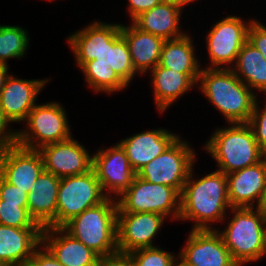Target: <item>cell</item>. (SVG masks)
<instances>
[{"instance_id": "obj_1", "label": "cell", "mask_w": 266, "mask_h": 266, "mask_svg": "<svg viewBox=\"0 0 266 266\" xmlns=\"http://www.w3.org/2000/svg\"><path fill=\"white\" fill-rule=\"evenodd\" d=\"M121 24L94 21L68 37L79 68L86 62L110 65L117 76L128 86L136 75L129 48L121 34Z\"/></svg>"}, {"instance_id": "obj_2", "label": "cell", "mask_w": 266, "mask_h": 266, "mask_svg": "<svg viewBox=\"0 0 266 266\" xmlns=\"http://www.w3.org/2000/svg\"><path fill=\"white\" fill-rule=\"evenodd\" d=\"M192 172L193 167L180 194L179 219L195 221L194 230L215 229L210 223L223 221L226 209L232 208L228 199L227 176L216 170L196 180Z\"/></svg>"}, {"instance_id": "obj_3", "label": "cell", "mask_w": 266, "mask_h": 266, "mask_svg": "<svg viewBox=\"0 0 266 266\" xmlns=\"http://www.w3.org/2000/svg\"><path fill=\"white\" fill-rule=\"evenodd\" d=\"M198 82L201 93L222 113L228 124L248 123L257 95L231 69L204 68Z\"/></svg>"}, {"instance_id": "obj_4", "label": "cell", "mask_w": 266, "mask_h": 266, "mask_svg": "<svg viewBox=\"0 0 266 266\" xmlns=\"http://www.w3.org/2000/svg\"><path fill=\"white\" fill-rule=\"evenodd\" d=\"M113 197L84 210L62 227L99 257L118 251V205Z\"/></svg>"}, {"instance_id": "obj_5", "label": "cell", "mask_w": 266, "mask_h": 266, "mask_svg": "<svg viewBox=\"0 0 266 266\" xmlns=\"http://www.w3.org/2000/svg\"><path fill=\"white\" fill-rule=\"evenodd\" d=\"M229 126L214 131L204 147L217 161L218 171L226 175L254 165L265 157L247 123Z\"/></svg>"}, {"instance_id": "obj_6", "label": "cell", "mask_w": 266, "mask_h": 266, "mask_svg": "<svg viewBox=\"0 0 266 266\" xmlns=\"http://www.w3.org/2000/svg\"><path fill=\"white\" fill-rule=\"evenodd\" d=\"M253 207L230 208L234 214L225 230L217 229L232 260L242 266L260 260L264 250L266 217Z\"/></svg>"}, {"instance_id": "obj_7", "label": "cell", "mask_w": 266, "mask_h": 266, "mask_svg": "<svg viewBox=\"0 0 266 266\" xmlns=\"http://www.w3.org/2000/svg\"><path fill=\"white\" fill-rule=\"evenodd\" d=\"M25 121L27 129L17 131V145L24 148L39 150L71 137L66 111L59 102L36 104Z\"/></svg>"}, {"instance_id": "obj_8", "label": "cell", "mask_w": 266, "mask_h": 266, "mask_svg": "<svg viewBox=\"0 0 266 266\" xmlns=\"http://www.w3.org/2000/svg\"><path fill=\"white\" fill-rule=\"evenodd\" d=\"M116 201L118 212L158 213L179 220L180 193L173 187L151 183L137 175Z\"/></svg>"}, {"instance_id": "obj_9", "label": "cell", "mask_w": 266, "mask_h": 266, "mask_svg": "<svg viewBox=\"0 0 266 266\" xmlns=\"http://www.w3.org/2000/svg\"><path fill=\"white\" fill-rule=\"evenodd\" d=\"M107 198L93 169L81 175L61 178L57 194L56 227H63L84 210Z\"/></svg>"}, {"instance_id": "obj_10", "label": "cell", "mask_w": 266, "mask_h": 266, "mask_svg": "<svg viewBox=\"0 0 266 266\" xmlns=\"http://www.w3.org/2000/svg\"><path fill=\"white\" fill-rule=\"evenodd\" d=\"M194 161L193 148L178 137L162 154L144 165L137 176L151 183L173 187L181 194Z\"/></svg>"}, {"instance_id": "obj_11", "label": "cell", "mask_w": 266, "mask_h": 266, "mask_svg": "<svg viewBox=\"0 0 266 266\" xmlns=\"http://www.w3.org/2000/svg\"><path fill=\"white\" fill-rule=\"evenodd\" d=\"M253 20L245 23L240 17L229 15L213 25L206 37L211 62L207 68L230 69V65H234L239 51L248 40V27Z\"/></svg>"}, {"instance_id": "obj_12", "label": "cell", "mask_w": 266, "mask_h": 266, "mask_svg": "<svg viewBox=\"0 0 266 266\" xmlns=\"http://www.w3.org/2000/svg\"><path fill=\"white\" fill-rule=\"evenodd\" d=\"M92 169L101 183L105 195L110 198L111 192L115 193V199L129 188L137 175L119 143L111 148L99 149L94 153Z\"/></svg>"}, {"instance_id": "obj_13", "label": "cell", "mask_w": 266, "mask_h": 266, "mask_svg": "<svg viewBox=\"0 0 266 266\" xmlns=\"http://www.w3.org/2000/svg\"><path fill=\"white\" fill-rule=\"evenodd\" d=\"M43 171V159L38 150L17 144L0 149V175L20 190L29 194Z\"/></svg>"}, {"instance_id": "obj_14", "label": "cell", "mask_w": 266, "mask_h": 266, "mask_svg": "<svg viewBox=\"0 0 266 266\" xmlns=\"http://www.w3.org/2000/svg\"><path fill=\"white\" fill-rule=\"evenodd\" d=\"M44 170L61 178L81 175L92 169V155L72 136L64 141L48 144L38 150Z\"/></svg>"}, {"instance_id": "obj_15", "label": "cell", "mask_w": 266, "mask_h": 266, "mask_svg": "<svg viewBox=\"0 0 266 266\" xmlns=\"http://www.w3.org/2000/svg\"><path fill=\"white\" fill-rule=\"evenodd\" d=\"M166 217L158 213H117V248L131 252L140 248L155 247L153 239Z\"/></svg>"}, {"instance_id": "obj_16", "label": "cell", "mask_w": 266, "mask_h": 266, "mask_svg": "<svg viewBox=\"0 0 266 266\" xmlns=\"http://www.w3.org/2000/svg\"><path fill=\"white\" fill-rule=\"evenodd\" d=\"M178 257L188 266H238L216 229H192Z\"/></svg>"}, {"instance_id": "obj_17", "label": "cell", "mask_w": 266, "mask_h": 266, "mask_svg": "<svg viewBox=\"0 0 266 266\" xmlns=\"http://www.w3.org/2000/svg\"><path fill=\"white\" fill-rule=\"evenodd\" d=\"M48 80H25L15 78L12 74L6 79L0 94V109L12 122H22L36 105L39 92Z\"/></svg>"}, {"instance_id": "obj_18", "label": "cell", "mask_w": 266, "mask_h": 266, "mask_svg": "<svg viewBox=\"0 0 266 266\" xmlns=\"http://www.w3.org/2000/svg\"><path fill=\"white\" fill-rule=\"evenodd\" d=\"M41 243L63 266H97L99 256L62 227H45Z\"/></svg>"}, {"instance_id": "obj_19", "label": "cell", "mask_w": 266, "mask_h": 266, "mask_svg": "<svg viewBox=\"0 0 266 266\" xmlns=\"http://www.w3.org/2000/svg\"><path fill=\"white\" fill-rule=\"evenodd\" d=\"M228 199L232 208L255 207L266 177V156L258 163L227 174Z\"/></svg>"}, {"instance_id": "obj_20", "label": "cell", "mask_w": 266, "mask_h": 266, "mask_svg": "<svg viewBox=\"0 0 266 266\" xmlns=\"http://www.w3.org/2000/svg\"><path fill=\"white\" fill-rule=\"evenodd\" d=\"M179 136L165 129L148 130L122 139L132 169L137 173L144 165L162 154Z\"/></svg>"}, {"instance_id": "obj_21", "label": "cell", "mask_w": 266, "mask_h": 266, "mask_svg": "<svg viewBox=\"0 0 266 266\" xmlns=\"http://www.w3.org/2000/svg\"><path fill=\"white\" fill-rule=\"evenodd\" d=\"M59 184V177L44 170L27 196V210L41 228L56 227Z\"/></svg>"}, {"instance_id": "obj_22", "label": "cell", "mask_w": 266, "mask_h": 266, "mask_svg": "<svg viewBox=\"0 0 266 266\" xmlns=\"http://www.w3.org/2000/svg\"><path fill=\"white\" fill-rule=\"evenodd\" d=\"M151 85L156 108L162 113L184 93L198 85L200 73H180L159 64L152 70Z\"/></svg>"}, {"instance_id": "obj_23", "label": "cell", "mask_w": 266, "mask_h": 266, "mask_svg": "<svg viewBox=\"0 0 266 266\" xmlns=\"http://www.w3.org/2000/svg\"><path fill=\"white\" fill-rule=\"evenodd\" d=\"M120 31L126 40L133 68L137 73L143 75L159 64L162 46L165 42L163 38L144 32L133 23L130 26L121 24Z\"/></svg>"}, {"instance_id": "obj_24", "label": "cell", "mask_w": 266, "mask_h": 266, "mask_svg": "<svg viewBox=\"0 0 266 266\" xmlns=\"http://www.w3.org/2000/svg\"><path fill=\"white\" fill-rule=\"evenodd\" d=\"M42 229H23L0 224V261L12 266H27L41 244Z\"/></svg>"}, {"instance_id": "obj_25", "label": "cell", "mask_w": 266, "mask_h": 266, "mask_svg": "<svg viewBox=\"0 0 266 266\" xmlns=\"http://www.w3.org/2000/svg\"><path fill=\"white\" fill-rule=\"evenodd\" d=\"M182 8L163 0L160 4L141 13L131 23L140 30L164 40L181 38L185 33L179 27Z\"/></svg>"}, {"instance_id": "obj_26", "label": "cell", "mask_w": 266, "mask_h": 266, "mask_svg": "<svg viewBox=\"0 0 266 266\" xmlns=\"http://www.w3.org/2000/svg\"><path fill=\"white\" fill-rule=\"evenodd\" d=\"M230 68L250 89L266 93V60L261 52L248 40L239 51Z\"/></svg>"}, {"instance_id": "obj_27", "label": "cell", "mask_w": 266, "mask_h": 266, "mask_svg": "<svg viewBox=\"0 0 266 266\" xmlns=\"http://www.w3.org/2000/svg\"><path fill=\"white\" fill-rule=\"evenodd\" d=\"M193 45L191 37L187 34L178 39L165 40L159 65L180 73H201L202 68L195 57Z\"/></svg>"}, {"instance_id": "obj_28", "label": "cell", "mask_w": 266, "mask_h": 266, "mask_svg": "<svg viewBox=\"0 0 266 266\" xmlns=\"http://www.w3.org/2000/svg\"><path fill=\"white\" fill-rule=\"evenodd\" d=\"M80 69L84 73L86 83L95 92L115 93L128 87L110 68V65L94 64V60L84 63Z\"/></svg>"}, {"instance_id": "obj_29", "label": "cell", "mask_w": 266, "mask_h": 266, "mask_svg": "<svg viewBox=\"0 0 266 266\" xmlns=\"http://www.w3.org/2000/svg\"><path fill=\"white\" fill-rule=\"evenodd\" d=\"M27 31L20 26L0 25V64L10 58H22L29 49Z\"/></svg>"}, {"instance_id": "obj_30", "label": "cell", "mask_w": 266, "mask_h": 266, "mask_svg": "<svg viewBox=\"0 0 266 266\" xmlns=\"http://www.w3.org/2000/svg\"><path fill=\"white\" fill-rule=\"evenodd\" d=\"M0 224L23 229H42L20 203L0 200Z\"/></svg>"}, {"instance_id": "obj_31", "label": "cell", "mask_w": 266, "mask_h": 266, "mask_svg": "<svg viewBox=\"0 0 266 266\" xmlns=\"http://www.w3.org/2000/svg\"><path fill=\"white\" fill-rule=\"evenodd\" d=\"M130 254L133 266H174L177 259L172 252L164 251L157 246L136 249Z\"/></svg>"}, {"instance_id": "obj_32", "label": "cell", "mask_w": 266, "mask_h": 266, "mask_svg": "<svg viewBox=\"0 0 266 266\" xmlns=\"http://www.w3.org/2000/svg\"><path fill=\"white\" fill-rule=\"evenodd\" d=\"M247 124L251 127L261 152L266 156V102L264 108L260 110L256 99Z\"/></svg>"}, {"instance_id": "obj_33", "label": "cell", "mask_w": 266, "mask_h": 266, "mask_svg": "<svg viewBox=\"0 0 266 266\" xmlns=\"http://www.w3.org/2000/svg\"><path fill=\"white\" fill-rule=\"evenodd\" d=\"M28 193L20 190L19 187L8 183L0 175V200L5 203H20L21 207L27 209Z\"/></svg>"}, {"instance_id": "obj_34", "label": "cell", "mask_w": 266, "mask_h": 266, "mask_svg": "<svg viewBox=\"0 0 266 266\" xmlns=\"http://www.w3.org/2000/svg\"><path fill=\"white\" fill-rule=\"evenodd\" d=\"M248 41L261 52L266 60V26L253 20L248 27Z\"/></svg>"}, {"instance_id": "obj_35", "label": "cell", "mask_w": 266, "mask_h": 266, "mask_svg": "<svg viewBox=\"0 0 266 266\" xmlns=\"http://www.w3.org/2000/svg\"><path fill=\"white\" fill-rule=\"evenodd\" d=\"M27 266H63V265L41 243L34 250Z\"/></svg>"}, {"instance_id": "obj_36", "label": "cell", "mask_w": 266, "mask_h": 266, "mask_svg": "<svg viewBox=\"0 0 266 266\" xmlns=\"http://www.w3.org/2000/svg\"><path fill=\"white\" fill-rule=\"evenodd\" d=\"M10 123L11 121L0 109V149L17 144V131L9 129Z\"/></svg>"}, {"instance_id": "obj_37", "label": "cell", "mask_w": 266, "mask_h": 266, "mask_svg": "<svg viewBox=\"0 0 266 266\" xmlns=\"http://www.w3.org/2000/svg\"><path fill=\"white\" fill-rule=\"evenodd\" d=\"M97 266H133L130 252L116 251L99 257Z\"/></svg>"}, {"instance_id": "obj_38", "label": "cell", "mask_w": 266, "mask_h": 266, "mask_svg": "<svg viewBox=\"0 0 266 266\" xmlns=\"http://www.w3.org/2000/svg\"><path fill=\"white\" fill-rule=\"evenodd\" d=\"M128 13L131 16L132 21L138 17L141 13L152 9L160 4L163 0H128Z\"/></svg>"}, {"instance_id": "obj_39", "label": "cell", "mask_w": 266, "mask_h": 266, "mask_svg": "<svg viewBox=\"0 0 266 266\" xmlns=\"http://www.w3.org/2000/svg\"><path fill=\"white\" fill-rule=\"evenodd\" d=\"M256 209H258L266 217V177L264 182V189L262 191L260 200L256 205Z\"/></svg>"}, {"instance_id": "obj_40", "label": "cell", "mask_w": 266, "mask_h": 266, "mask_svg": "<svg viewBox=\"0 0 266 266\" xmlns=\"http://www.w3.org/2000/svg\"><path fill=\"white\" fill-rule=\"evenodd\" d=\"M8 76V65L0 64V94Z\"/></svg>"}, {"instance_id": "obj_41", "label": "cell", "mask_w": 266, "mask_h": 266, "mask_svg": "<svg viewBox=\"0 0 266 266\" xmlns=\"http://www.w3.org/2000/svg\"><path fill=\"white\" fill-rule=\"evenodd\" d=\"M171 2L172 4L178 5L180 8H184V5H189V3L195 1V0H167Z\"/></svg>"}, {"instance_id": "obj_42", "label": "cell", "mask_w": 266, "mask_h": 266, "mask_svg": "<svg viewBox=\"0 0 266 266\" xmlns=\"http://www.w3.org/2000/svg\"><path fill=\"white\" fill-rule=\"evenodd\" d=\"M266 255V220L264 223V250H263V257Z\"/></svg>"}, {"instance_id": "obj_43", "label": "cell", "mask_w": 266, "mask_h": 266, "mask_svg": "<svg viewBox=\"0 0 266 266\" xmlns=\"http://www.w3.org/2000/svg\"><path fill=\"white\" fill-rule=\"evenodd\" d=\"M179 257H177L174 266H188L186 263H184L181 259L178 260Z\"/></svg>"}, {"instance_id": "obj_44", "label": "cell", "mask_w": 266, "mask_h": 266, "mask_svg": "<svg viewBox=\"0 0 266 266\" xmlns=\"http://www.w3.org/2000/svg\"><path fill=\"white\" fill-rule=\"evenodd\" d=\"M0 266H12V265L7 262L0 261Z\"/></svg>"}]
</instances>
